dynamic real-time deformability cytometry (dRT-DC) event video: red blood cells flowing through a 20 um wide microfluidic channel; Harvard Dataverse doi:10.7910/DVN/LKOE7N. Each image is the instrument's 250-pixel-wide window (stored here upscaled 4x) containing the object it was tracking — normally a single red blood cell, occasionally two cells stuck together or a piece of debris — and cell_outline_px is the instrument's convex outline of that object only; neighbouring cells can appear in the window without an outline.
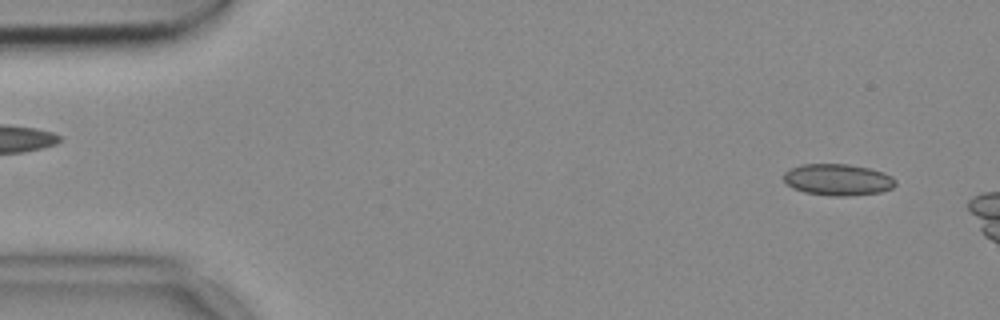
{"species": "common noctule bat (a hibernating species)", "species_latin": "Nyctalus noctula", "temperature_condition": "cold", "stored_images_in_passage": 8, "camera_frame_rate_fps": 3000, "um_per_image_px": 0.085, "animal": {"sex": "female", "body_mass_g": 18.4}, "frame": {"image": 1, "passage_image": 3, "time_ms": 0.667, "image_size_px": [1000, 320], "cell_outline_px": [[896, 184], [892, 188], [880, 192], [844, 196], [836, 196], [804, 192], [792, 188], [784, 180], [784, 172], [800, 164], [848, 164], [868, 168], [892, 176], [896, 180]], "centroid_in_image_um": [71.2, 15.27], "position_along_channel_um": 13.8, "area_um2": 20.35}}